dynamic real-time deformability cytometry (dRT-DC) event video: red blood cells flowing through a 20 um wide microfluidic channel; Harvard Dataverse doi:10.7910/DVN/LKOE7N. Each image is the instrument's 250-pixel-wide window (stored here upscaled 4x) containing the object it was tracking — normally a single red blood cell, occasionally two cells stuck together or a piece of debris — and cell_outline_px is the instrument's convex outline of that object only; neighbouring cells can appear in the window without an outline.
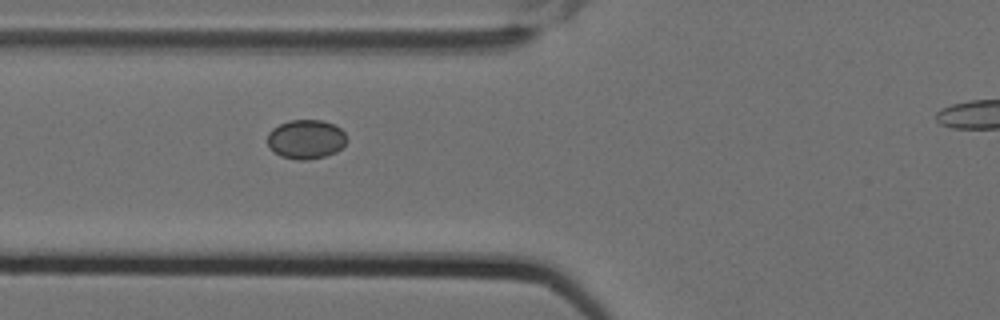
{"species": "Egyptian fruit bat (a non-hibernating species)", "species_latin": "Rousettus aegyptiacus", "temperature_condition": "cold", "stored_images_in_passage": 5, "camera_frame_rate_fps": 3000, "um_per_image_px": 0.085, "animal": {"sex": "female"}, "frame": {"image": 1, "passage_image": 4, "time_ms": 1.0, "image_size_px": [1000, 320], "cell_outline_px": [[348, 140], [336, 152], [324, 156], [308, 160], [300, 160], [280, 156], [272, 152], [268, 144], [268, 132], [272, 128], [288, 120], [320, 120], [332, 124], [340, 128], [344, 132]], "centroid_in_image_um": [25.99, 11.84], "position_along_channel_um": 99.8, "area_um2": 18.15}}